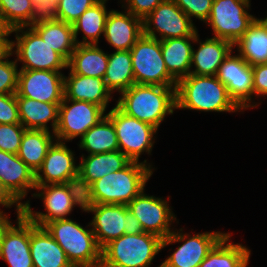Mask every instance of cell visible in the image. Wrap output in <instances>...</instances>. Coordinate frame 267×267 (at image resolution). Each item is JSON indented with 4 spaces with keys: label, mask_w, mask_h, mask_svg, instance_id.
Wrapping results in <instances>:
<instances>
[{
    "label": "cell",
    "mask_w": 267,
    "mask_h": 267,
    "mask_svg": "<svg viewBox=\"0 0 267 267\" xmlns=\"http://www.w3.org/2000/svg\"><path fill=\"white\" fill-rule=\"evenodd\" d=\"M154 167L147 160L130 161L123 169L113 171L93 182L84 193V204L127 205L143 190Z\"/></svg>",
    "instance_id": "6da1fadb"
},
{
    "label": "cell",
    "mask_w": 267,
    "mask_h": 267,
    "mask_svg": "<svg viewBox=\"0 0 267 267\" xmlns=\"http://www.w3.org/2000/svg\"><path fill=\"white\" fill-rule=\"evenodd\" d=\"M176 109L204 112H243L226 86L214 76L189 74L176 85Z\"/></svg>",
    "instance_id": "7a4b0ae2"
},
{
    "label": "cell",
    "mask_w": 267,
    "mask_h": 267,
    "mask_svg": "<svg viewBox=\"0 0 267 267\" xmlns=\"http://www.w3.org/2000/svg\"><path fill=\"white\" fill-rule=\"evenodd\" d=\"M115 104L122 112L159 128L176 110V87L133 84Z\"/></svg>",
    "instance_id": "3957f363"
},
{
    "label": "cell",
    "mask_w": 267,
    "mask_h": 267,
    "mask_svg": "<svg viewBox=\"0 0 267 267\" xmlns=\"http://www.w3.org/2000/svg\"><path fill=\"white\" fill-rule=\"evenodd\" d=\"M86 227L70 218L54 220L44 226L74 267H100L101 248L90 222Z\"/></svg>",
    "instance_id": "277c9868"
},
{
    "label": "cell",
    "mask_w": 267,
    "mask_h": 267,
    "mask_svg": "<svg viewBox=\"0 0 267 267\" xmlns=\"http://www.w3.org/2000/svg\"><path fill=\"white\" fill-rule=\"evenodd\" d=\"M163 239L155 234H123L101 249L100 267H150L162 250Z\"/></svg>",
    "instance_id": "5b68a950"
},
{
    "label": "cell",
    "mask_w": 267,
    "mask_h": 267,
    "mask_svg": "<svg viewBox=\"0 0 267 267\" xmlns=\"http://www.w3.org/2000/svg\"><path fill=\"white\" fill-rule=\"evenodd\" d=\"M35 190H38V193L31 195L43 200L46 213L33 211L28 199L22 202V205L23 213L39 227H44L54 220L67 219V215L71 214L76 206L84 210V193L77 182L36 185Z\"/></svg>",
    "instance_id": "8992f818"
},
{
    "label": "cell",
    "mask_w": 267,
    "mask_h": 267,
    "mask_svg": "<svg viewBox=\"0 0 267 267\" xmlns=\"http://www.w3.org/2000/svg\"><path fill=\"white\" fill-rule=\"evenodd\" d=\"M11 33L15 35V40H11V53L16 55V62L22 64L19 70L67 69V61L44 42L31 26L14 28Z\"/></svg>",
    "instance_id": "52a82bcc"
},
{
    "label": "cell",
    "mask_w": 267,
    "mask_h": 267,
    "mask_svg": "<svg viewBox=\"0 0 267 267\" xmlns=\"http://www.w3.org/2000/svg\"><path fill=\"white\" fill-rule=\"evenodd\" d=\"M135 84L176 87L161 52V40L142 35L130 49Z\"/></svg>",
    "instance_id": "ba28073f"
},
{
    "label": "cell",
    "mask_w": 267,
    "mask_h": 267,
    "mask_svg": "<svg viewBox=\"0 0 267 267\" xmlns=\"http://www.w3.org/2000/svg\"><path fill=\"white\" fill-rule=\"evenodd\" d=\"M250 1L213 0L209 18L205 22L213 30V37L234 45L257 18L248 12Z\"/></svg>",
    "instance_id": "9c48e42d"
},
{
    "label": "cell",
    "mask_w": 267,
    "mask_h": 267,
    "mask_svg": "<svg viewBox=\"0 0 267 267\" xmlns=\"http://www.w3.org/2000/svg\"><path fill=\"white\" fill-rule=\"evenodd\" d=\"M117 134L119 150L131 161L140 162L145 152L151 155L158 129L122 112L116 105L106 114Z\"/></svg>",
    "instance_id": "30bf717a"
},
{
    "label": "cell",
    "mask_w": 267,
    "mask_h": 267,
    "mask_svg": "<svg viewBox=\"0 0 267 267\" xmlns=\"http://www.w3.org/2000/svg\"><path fill=\"white\" fill-rule=\"evenodd\" d=\"M225 232L212 231L197 233H184L183 228H177L162 241V249L174 243L180 246L162 263L161 267H199L208 252L225 235Z\"/></svg>",
    "instance_id": "8fae6325"
},
{
    "label": "cell",
    "mask_w": 267,
    "mask_h": 267,
    "mask_svg": "<svg viewBox=\"0 0 267 267\" xmlns=\"http://www.w3.org/2000/svg\"><path fill=\"white\" fill-rule=\"evenodd\" d=\"M197 33L193 20L174 0H164L143 19V34L158 40L195 37Z\"/></svg>",
    "instance_id": "7c38bea8"
},
{
    "label": "cell",
    "mask_w": 267,
    "mask_h": 267,
    "mask_svg": "<svg viewBox=\"0 0 267 267\" xmlns=\"http://www.w3.org/2000/svg\"><path fill=\"white\" fill-rule=\"evenodd\" d=\"M106 111L93 103L63 97L59 107V121L54 132L61 142L81 138L92 126L106 116Z\"/></svg>",
    "instance_id": "4fadbf2b"
},
{
    "label": "cell",
    "mask_w": 267,
    "mask_h": 267,
    "mask_svg": "<svg viewBox=\"0 0 267 267\" xmlns=\"http://www.w3.org/2000/svg\"><path fill=\"white\" fill-rule=\"evenodd\" d=\"M143 190L130 203L127 204L128 210L140 221L144 232L155 234L162 239L167 238L172 232V223L177 218L169 206V198L155 197L145 194Z\"/></svg>",
    "instance_id": "5bb4252c"
},
{
    "label": "cell",
    "mask_w": 267,
    "mask_h": 267,
    "mask_svg": "<svg viewBox=\"0 0 267 267\" xmlns=\"http://www.w3.org/2000/svg\"><path fill=\"white\" fill-rule=\"evenodd\" d=\"M230 54L219 66L216 77L226 86L230 97L243 110L256 108L253 97V70L239 54ZM253 101V102H252Z\"/></svg>",
    "instance_id": "9a60e30c"
},
{
    "label": "cell",
    "mask_w": 267,
    "mask_h": 267,
    "mask_svg": "<svg viewBox=\"0 0 267 267\" xmlns=\"http://www.w3.org/2000/svg\"><path fill=\"white\" fill-rule=\"evenodd\" d=\"M61 71L19 70L17 94L46 103H61L64 97Z\"/></svg>",
    "instance_id": "2e32d148"
},
{
    "label": "cell",
    "mask_w": 267,
    "mask_h": 267,
    "mask_svg": "<svg viewBox=\"0 0 267 267\" xmlns=\"http://www.w3.org/2000/svg\"><path fill=\"white\" fill-rule=\"evenodd\" d=\"M74 153L66 142L55 140L49 147L42 166L35 173L36 185L77 182L79 164H76Z\"/></svg>",
    "instance_id": "e0dca14e"
},
{
    "label": "cell",
    "mask_w": 267,
    "mask_h": 267,
    "mask_svg": "<svg viewBox=\"0 0 267 267\" xmlns=\"http://www.w3.org/2000/svg\"><path fill=\"white\" fill-rule=\"evenodd\" d=\"M84 212L93 213L90 222L99 247L125 234L127 228L126 205L118 204H84Z\"/></svg>",
    "instance_id": "ac0fdd59"
},
{
    "label": "cell",
    "mask_w": 267,
    "mask_h": 267,
    "mask_svg": "<svg viewBox=\"0 0 267 267\" xmlns=\"http://www.w3.org/2000/svg\"><path fill=\"white\" fill-rule=\"evenodd\" d=\"M16 226L6 231L0 246V259L10 267H34L30 251V219L17 216Z\"/></svg>",
    "instance_id": "d6986e66"
},
{
    "label": "cell",
    "mask_w": 267,
    "mask_h": 267,
    "mask_svg": "<svg viewBox=\"0 0 267 267\" xmlns=\"http://www.w3.org/2000/svg\"><path fill=\"white\" fill-rule=\"evenodd\" d=\"M0 181L21 204L28 192L36 187L35 172L17 154L3 150H0Z\"/></svg>",
    "instance_id": "ffe728a7"
},
{
    "label": "cell",
    "mask_w": 267,
    "mask_h": 267,
    "mask_svg": "<svg viewBox=\"0 0 267 267\" xmlns=\"http://www.w3.org/2000/svg\"><path fill=\"white\" fill-rule=\"evenodd\" d=\"M143 35V20L128 11L112 9L107 17L104 37L115 51L130 50Z\"/></svg>",
    "instance_id": "44dd1931"
},
{
    "label": "cell",
    "mask_w": 267,
    "mask_h": 267,
    "mask_svg": "<svg viewBox=\"0 0 267 267\" xmlns=\"http://www.w3.org/2000/svg\"><path fill=\"white\" fill-rule=\"evenodd\" d=\"M195 43H199V46L192 51L190 74L198 76L216 75L219 66L233 49V44L227 40L211 37L202 41L198 33Z\"/></svg>",
    "instance_id": "7402d4cb"
},
{
    "label": "cell",
    "mask_w": 267,
    "mask_h": 267,
    "mask_svg": "<svg viewBox=\"0 0 267 267\" xmlns=\"http://www.w3.org/2000/svg\"><path fill=\"white\" fill-rule=\"evenodd\" d=\"M81 155L77 183L84 192L93 182L104 175L123 169L131 160L120 150Z\"/></svg>",
    "instance_id": "603a6c76"
},
{
    "label": "cell",
    "mask_w": 267,
    "mask_h": 267,
    "mask_svg": "<svg viewBox=\"0 0 267 267\" xmlns=\"http://www.w3.org/2000/svg\"><path fill=\"white\" fill-rule=\"evenodd\" d=\"M64 97L96 104L105 111L113 99L103 78L82 76L74 74L70 70L68 76H64Z\"/></svg>",
    "instance_id": "cb8c5ba5"
},
{
    "label": "cell",
    "mask_w": 267,
    "mask_h": 267,
    "mask_svg": "<svg viewBox=\"0 0 267 267\" xmlns=\"http://www.w3.org/2000/svg\"><path fill=\"white\" fill-rule=\"evenodd\" d=\"M30 251L34 267H74L49 232L31 220Z\"/></svg>",
    "instance_id": "d4e9b609"
},
{
    "label": "cell",
    "mask_w": 267,
    "mask_h": 267,
    "mask_svg": "<svg viewBox=\"0 0 267 267\" xmlns=\"http://www.w3.org/2000/svg\"><path fill=\"white\" fill-rule=\"evenodd\" d=\"M20 124L26 129L55 132L59 121L60 103H46L16 93ZM50 122L51 128L47 125Z\"/></svg>",
    "instance_id": "484cf974"
},
{
    "label": "cell",
    "mask_w": 267,
    "mask_h": 267,
    "mask_svg": "<svg viewBox=\"0 0 267 267\" xmlns=\"http://www.w3.org/2000/svg\"><path fill=\"white\" fill-rule=\"evenodd\" d=\"M194 41L195 37L161 40V52L166 68L176 82L190 74Z\"/></svg>",
    "instance_id": "4316f807"
},
{
    "label": "cell",
    "mask_w": 267,
    "mask_h": 267,
    "mask_svg": "<svg viewBox=\"0 0 267 267\" xmlns=\"http://www.w3.org/2000/svg\"><path fill=\"white\" fill-rule=\"evenodd\" d=\"M108 66V53L98 44H76L67 62V69L74 74L104 78Z\"/></svg>",
    "instance_id": "83f0119b"
},
{
    "label": "cell",
    "mask_w": 267,
    "mask_h": 267,
    "mask_svg": "<svg viewBox=\"0 0 267 267\" xmlns=\"http://www.w3.org/2000/svg\"><path fill=\"white\" fill-rule=\"evenodd\" d=\"M232 233H226L208 252L199 267H247L251 250L240 243L230 241Z\"/></svg>",
    "instance_id": "f1b7e54d"
},
{
    "label": "cell",
    "mask_w": 267,
    "mask_h": 267,
    "mask_svg": "<svg viewBox=\"0 0 267 267\" xmlns=\"http://www.w3.org/2000/svg\"><path fill=\"white\" fill-rule=\"evenodd\" d=\"M250 65L267 63V24L256 18L243 36L233 45Z\"/></svg>",
    "instance_id": "f546056e"
},
{
    "label": "cell",
    "mask_w": 267,
    "mask_h": 267,
    "mask_svg": "<svg viewBox=\"0 0 267 267\" xmlns=\"http://www.w3.org/2000/svg\"><path fill=\"white\" fill-rule=\"evenodd\" d=\"M53 50L67 62L75 50L73 25L64 21L52 20L36 23L31 26Z\"/></svg>",
    "instance_id": "4dcf8cb0"
},
{
    "label": "cell",
    "mask_w": 267,
    "mask_h": 267,
    "mask_svg": "<svg viewBox=\"0 0 267 267\" xmlns=\"http://www.w3.org/2000/svg\"><path fill=\"white\" fill-rule=\"evenodd\" d=\"M55 140L52 131L25 129L17 155L36 173Z\"/></svg>",
    "instance_id": "1f68e13d"
},
{
    "label": "cell",
    "mask_w": 267,
    "mask_h": 267,
    "mask_svg": "<svg viewBox=\"0 0 267 267\" xmlns=\"http://www.w3.org/2000/svg\"><path fill=\"white\" fill-rule=\"evenodd\" d=\"M107 0H100L87 9L73 24L74 39L76 44H98L101 35L104 36L105 25L109 10L106 7ZM83 33L82 41L78 34Z\"/></svg>",
    "instance_id": "d6a6232c"
},
{
    "label": "cell",
    "mask_w": 267,
    "mask_h": 267,
    "mask_svg": "<svg viewBox=\"0 0 267 267\" xmlns=\"http://www.w3.org/2000/svg\"><path fill=\"white\" fill-rule=\"evenodd\" d=\"M107 89L119 94L135 84L130 50L108 54V66L104 75Z\"/></svg>",
    "instance_id": "836d02e7"
},
{
    "label": "cell",
    "mask_w": 267,
    "mask_h": 267,
    "mask_svg": "<svg viewBox=\"0 0 267 267\" xmlns=\"http://www.w3.org/2000/svg\"><path fill=\"white\" fill-rule=\"evenodd\" d=\"M79 148L88 155L119 150L117 134L111 119L106 115L92 126L79 140Z\"/></svg>",
    "instance_id": "e575fe53"
},
{
    "label": "cell",
    "mask_w": 267,
    "mask_h": 267,
    "mask_svg": "<svg viewBox=\"0 0 267 267\" xmlns=\"http://www.w3.org/2000/svg\"><path fill=\"white\" fill-rule=\"evenodd\" d=\"M31 0H0V25L9 29L31 26Z\"/></svg>",
    "instance_id": "d590c367"
},
{
    "label": "cell",
    "mask_w": 267,
    "mask_h": 267,
    "mask_svg": "<svg viewBox=\"0 0 267 267\" xmlns=\"http://www.w3.org/2000/svg\"><path fill=\"white\" fill-rule=\"evenodd\" d=\"M100 0H59L57 1V20L73 25L78 18Z\"/></svg>",
    "instance_id": "8d00e7d4"
},
{
    "label": "cell",
    "mask_w": 267,
    "mask_h": 267,
    "mask_svg": "<svg viewBox=\"0 0 267 267\" xmlns=\"http://www.w3.org/2000/svg\"><path fill=\"white\" fill-rule=\"evenodd\" d=\"M13 56L10 53L0 60V94H16L18 88V63L16 60H9Z\"/></svg>",
    "instance_id": "74e56055"
},
{
    "label": "cell",
    "mask_w": 267,
    "mask_h": 267,
    "mask_svg": "<svg viewBox=\"0 0 267 267\" xmlns=\"http://www.w3.org/2000/svg\"><path fill=\"white\" fill-rule=\"evenodd\" d=\"M25 129L21 124H0V150L17 154Z\"/></svg>",
    "instance_id": "f35d334b"
},
{
    "label": "cell",
    "mask_w": 267,
    "mask_h": 267,
    "mask_svg": "<svg viewBox=\"0 0 267 267\" xmlns=\"http://www.w3.org/2000/svg\"><path fill=\"white\" fill-rule=\"evenodd\" d=\"M176 5L192 20H208L213 0H174Z\"/></svg>",
    "instance_id": "ab89813d"
},
{
    "label": "cell",
    "mask_w": 267,
    "mask_h": 267,
    "mask_svg": "<svg viewBox=\"0 0 267 267\" xmlns=\"http://www.w3.org/2000/svg\"><path fill=\"white\" fill-rule=\"evenodd\" d=\"M31 26L43 22L57 20V2L54 0H31Z\"/></svg>",
    "instance_id": "60d3db41"
},
{
    "label": "cell",
    "mask_w": 267,
    "mask_h": 267,
    "mask_svg": "<svg viewBox=\"0 0 267 267\" xmlns=\"http://www.w3.org/2000/svg\"><path fill=\"white\" fill-rule=\"evenodd\" d=\"M0 124H20L16 94H0Z\"/></svg>",
    "instance_id": "b9f144b4"
},
{
    "label": "cell",
    "mask_w": 267,
    "mask_h": 267,
    "mask_svg": "<svg viewBox=\"0 0 267 267\" xmlns=\"http://www.w3.org/2000/svg\"><path fill=\"white\" fill-rule=\"evenodd\" d=\"M164 0H123L122 8L142 20Z\"/></svg>",
    "instance_id": "7bdbcfd3"
},
{
    "label": "cell",
    "mask_w": 267,
    "mask_h": 267,
    "mask_svg": "<svg viewBox=\"0 0 267 267\" xmlns=\"http://www.w3.org/2000/svg\"><path fill=\"white\" fill-rule=\"evenodd\" d=\"M254 97L267 96V63L252 66Z\"/></svg>",
    "instance_id": "ee69618b"
},
{
    "label": "cell",
    "mask_w": 267,
    "mask_h": 267,
    "mask_svg": "<svg viewBox=\"0 0 267 267\" xmlns=\"http://www.w3.org/2000/svg\"><path fill=\"white\" fill-rule=\"evenodd\" d=\"M13 205H15V213L17 214V216H21L23 214L24 206L9 193V191L3 186L2 182L0 181V206L4 208H10Z\"/></svg>",
    "instance_id": "f6af8a7d"
},
{
    "label": "cell",
    "mask_w": 267,
    "mask_h": 267,
    "mask_svg": "<svg viewBox=\"0 0 267 267\" xmlns=\"http://www.w3.org/2000/svg\"><path fill=\"white\" fill-rule=\"evenodd\" d=\"M11 29L0 25V60L4 59L11 53Z\"/></svg>",
    "instance_id": "bcb514c9"
},
{
    "label": "cell",
    "mask_w": 267,
    "mask_h": 267,
    "mask_svg": "<svg viewBox=\"0 0 267 267\" xmlns=\"http://www.w3.org/2000/svg\"><path fill=\"white\" fill-rule=\"evenodd\" d=\"M126 220L127 228H124L125 234H140L144 230L140 224V221L128 210L126 205Z\"/></svg>",
    "instance_id": "7dc6e473"
},
{
    "label": "cell",
    "mask_w": 267,
    "mask_h": 267,
    "mask_svg": "<svg viewBox=\"0 0 267 267\" xmlns=\"http://www.w3.org/2000/svg\"><path fill=\"white\" fill-rule=\"evenodd\" d=\"M12 224L7 213L0 209V246L6 231Z\"/></svg>",
    "instance_id": "c3c4849f"
},
{
    "label": "cell",
    "mask_w": 267,
    "mask_h": 267,
    "mask_svg": "<svg viewBox=\"0 0 267 267\" xmlns=\"http://www.w3.org/2000/svg\"><path fill=\"white\" fill-rule=\"evenodd\" d=\"M267 24V17L261 18Z\"/></svg>",
    "instance_id": "681fc988"
}]
</instances>
